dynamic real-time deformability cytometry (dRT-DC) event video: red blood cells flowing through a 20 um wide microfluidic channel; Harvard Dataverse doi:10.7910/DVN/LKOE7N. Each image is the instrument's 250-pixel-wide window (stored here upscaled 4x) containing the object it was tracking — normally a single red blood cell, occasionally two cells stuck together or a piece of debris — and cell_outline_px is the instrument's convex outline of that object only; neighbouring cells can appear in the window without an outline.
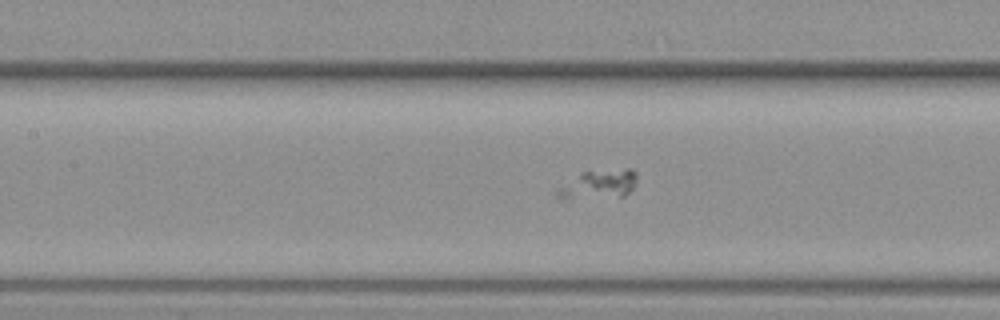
{"species": "common noctule bat (a hibernating species)", "species_latin": "Nyctalus noctula", "temperature_condition": "warm", "stored_images_in_passage": 32, "camera_frame_rate_fps": 3000, "um_per_image_px": 0.085, "animal": {"sex": "female", "body_mass_g": 19.3, "forearm_length_mm": 54.1}, "frame": {"image": 1, "passage_image": 27, "time_ms": 8.667, "image_size_px": [1000, 320], "cell_outline_px": [[636, 180], [632, 188], [624, 196], [560, 200], [556, 196], [556, 192], [560, 188], [584, 172], [628, 168], [632, 168], [636, 172]], "centroid_in_image_um": [50.91, 15.7], "position_along_channel_um": 156.5, "area_um2": 13.18}}